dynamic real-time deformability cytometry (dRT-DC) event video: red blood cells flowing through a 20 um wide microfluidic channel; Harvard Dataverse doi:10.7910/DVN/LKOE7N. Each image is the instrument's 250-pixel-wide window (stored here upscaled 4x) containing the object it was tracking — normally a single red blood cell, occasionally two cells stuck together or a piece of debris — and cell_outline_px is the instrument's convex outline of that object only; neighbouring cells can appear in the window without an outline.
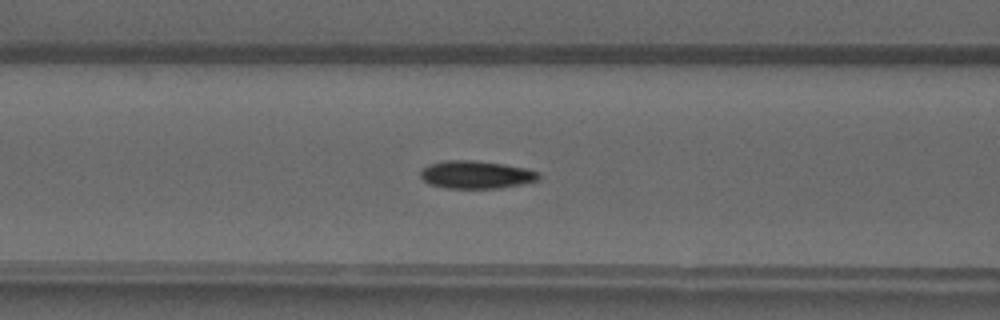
{"species": "common noctule bat (a hibernating species)", "species_latin": "Nyctalus noctula", "temperature_condition": "warm", "stored_images_in_passage": 38, "camera_frame_rate_fps": 3000, "um_per_image_px": 0.085, "animal": {"sex": "male", "forearm_length_mm": 52.5}, "frame": {"image": 1, "passage_image": 9, "time_ms": 2.667, "image_size_px": [1000, 320], "cell_outline_px": [[540, 176], [536, 180], [520, 184], [500, 188], [448, 188], [428, 184], [420, 176], [420, 172], [428, 164], [444, 160], [476, 160], [504, 164], [524, 168], [540, 172]], "centroid_in_image_um": [40.44, 14.84], "position_along_channel_um": 126.2, "area_um2": 19.13}}
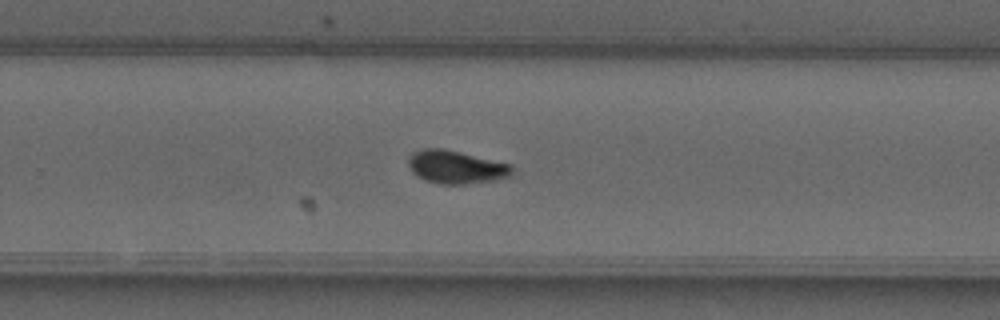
{"frame": {"image": 2, "passage_image": 21, "time_ms": 6.667, "image_size_px": [1000, 320], "cell_outline_px": [[512, 176], [496, 180], [464, 184], [440, 184], [424, 180], [416, 176], [412, 172], [408, 164], [408, 160], [412, 152], [424, 148], [440, 148], [460, 152], [512, 164]], "centroid_in_image_um": [38.76, 14.2], "position_along_channel_um": 291.0, "area_um2": 20.11}}
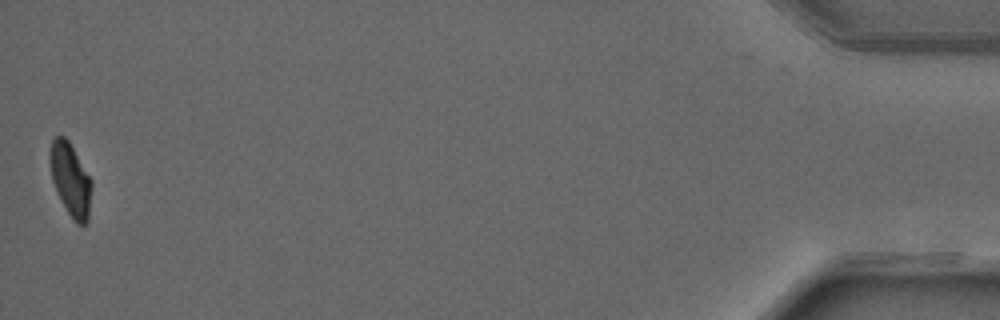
{"frame": {"image": 3, "passage_image": 38, "time_ms": 12.333, "image_size_px": [1000, 320], "cell_outline_px": [[92, 188], [88, 220], [84, 224], [76, 224], [72, 220], [52, 180], [48, 156], [48, 152], [52, 140], [56, 136], [64, 136], [68, 140], [92, 180]], "centroid_in_image_um": [5.99, 15.24], "position_along_channel_um": 429.2, "area_um2": 17.63}, "authors_computed_cell_mechanics": {"area_um2": 19.074, "velocity_mm_per_s": 4.1333, "shape_relaxation_time_tau1_ms": 3.1896, "shape_relaxation_time_tau2_ms": 1.4767, "deformation_change_tau1": 0.15, "deformation_change_tau2": 0.0411}}